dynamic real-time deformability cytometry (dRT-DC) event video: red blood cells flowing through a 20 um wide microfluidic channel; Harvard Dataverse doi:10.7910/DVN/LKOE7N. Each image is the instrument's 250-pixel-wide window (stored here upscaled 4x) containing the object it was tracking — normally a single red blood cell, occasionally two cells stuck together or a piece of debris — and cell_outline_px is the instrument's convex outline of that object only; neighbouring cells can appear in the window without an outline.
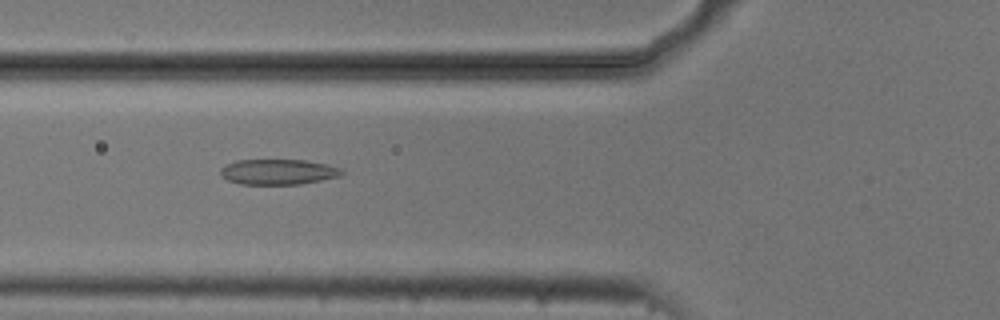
{"species": "common noctule bat (a hibernating species)", "species_latin": "Nyctalus noctula", "temperature_condition": "cold", "stored_images_in_passage": 39, "camera_frame_rate_fps": 3000, "um_per_image_px": 0.085, "animal": {"sex": "male", "body_mass_g": 20.5, "forearm_length_mm": 52.5}, "frame": {"image": 1, "passage_image": 5, "time_ms": 1.333, "image_size_px": [1000, 320], "cell_outline_px": [[344, 172], [340, 176], [300, 184], [240, 184], [228, 180], [220, 176], [220, 168], [224, 164], [236, 160], [304, 160], [328, 164], [340, 168]], "centroid_in_image_um": [23.6, 14.6], "position_along_channel_um": 102.2, "area_um2": 18.03}}
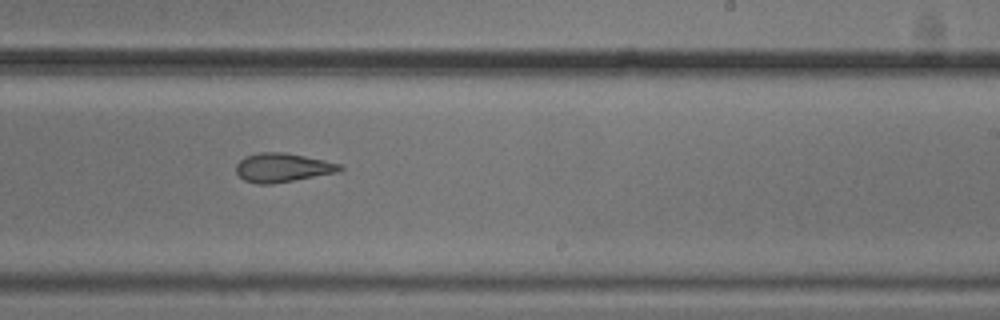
{"frame": {"image": 2, "passage_image": 18, "time_ms": 5.667, "image_size_px": [1000, 320], "cell_outline_px": [[344, 168], [340, 172], [272, 184], [256, 184], [244, 180], [236, 172], [236, 164], [244, 156], [260, 152], [284, 152], [344, 164]], "centroid_in_image_um": [24.04, 14.25], "position_along_channel_um": 265.0, "area_um2": 17.69}}
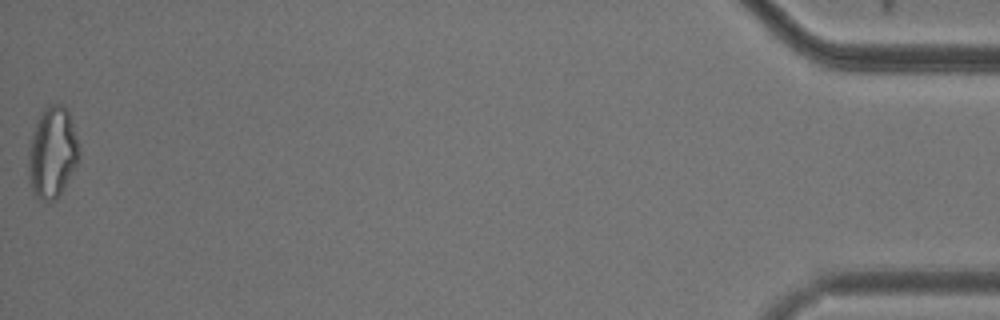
{"frame": {"image": 3, "passage_image": 39, "time_ms": 12.667, "image_size_px": [1000, 320], "cell_outline_px": [[80, 156], [64, 188], [56, 200], [40, 200], [36, 196], [32, 188], [28, 176], [28, 144], [36, 120], [40, 112], [48, 104], [64, 104], [68, 112], [76, 136], [80, 152]], "centroid_in_image_um": [4.42, 12.94], "position_along_channel_um": 430.8, "area_um2": 27.05}, "authors_computed_cell_mechanics": {"area_um2": 18.1492, "velocity_mm_per_s": 3.7389, "shape_relaxation_time_tau1_ms": 10.4653, "shape_relaxation_time_tau2_ms": 1.9798, "deformation_change_tau1": 0.2219, "deformation_change_tau2": 0.105}}